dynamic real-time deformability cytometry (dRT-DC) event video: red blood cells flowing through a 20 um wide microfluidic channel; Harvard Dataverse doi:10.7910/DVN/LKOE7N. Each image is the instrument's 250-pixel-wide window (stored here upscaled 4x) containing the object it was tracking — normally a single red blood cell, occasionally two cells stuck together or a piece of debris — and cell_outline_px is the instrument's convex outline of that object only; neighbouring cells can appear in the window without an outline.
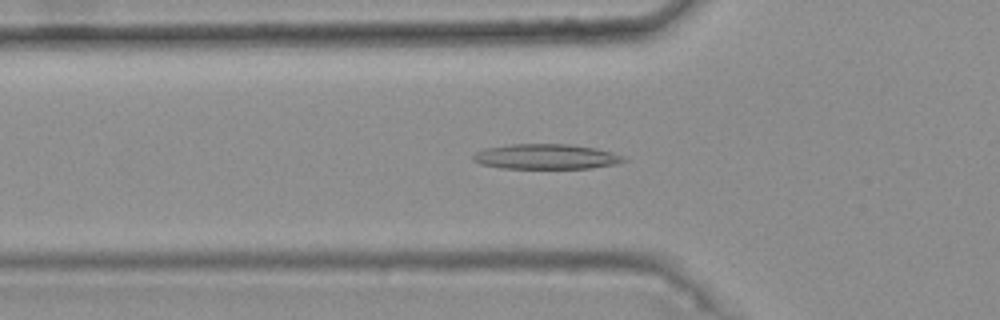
{"species": "common noctule bat (a hibernating species)", "species_latin": "Nyctalus noctula", "temperature_condition": "warm", "stored_images_in_passage": 47, "camera_frame_rate_fps": 3000, "um_per_image_px": 0.085, "animal": {"sex": "female", "body_mass_g": 25.1}, "frame": {"image": 1, "passage_image": 18, "time_ms": 5.667, "image_size_px": [1000, 320], "cell_outline_px": [[628, 160], [620, 164], [592, 168], [500, 168], [480, 164], [472, 160], [472, 156], [476, 152], [488, 148], [512, 144], [572, 144], [596, 148], [612, 152], [624, 156]], "centroid_in_image_um": [46.48, 13.32], "position_along_channel_um": 79.3, "area_um2": 22.2}}
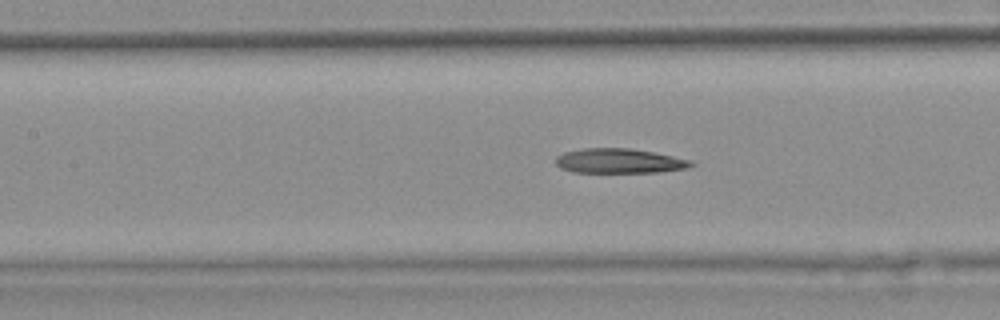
{"frame": {"image": 2, "passage_image": 24, "time_ms": 7.667, "image_size_px": [1000, 320], "cell_outline_px": [[696, 164], [688, 168], [660, 172], [572, 172], [560, 168], [556, 164], [556, 156], [564, 152], [584, 148], [632, 148], [692, 160]], "centroid_in_image_um": [52.64, 13.68], "position_along_channel_um": 154.8, "area_um2": 19.54}}
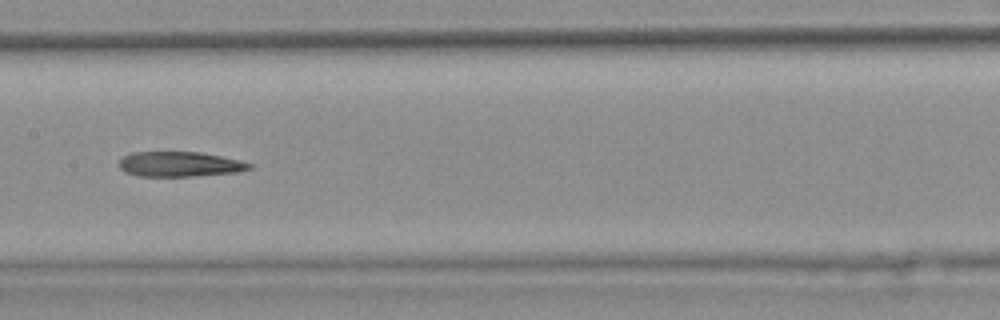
{"frame": {"image": 3, "passage_image": 27, "time_ms": 8.667, "image_size_px": [1000, 320], "cell_outline_px": [[252, 168], [236, 172], [192, 176], [136, 176], [124, 172], [120, 168], [120, 160], [124, 156], [132, 152], [200, 152], [220, 156], [252, 164]], "centroid_in_image_um": [15.22, 13.96], "position_along_channel_um": 192.2, "area_um2": 18.79}}